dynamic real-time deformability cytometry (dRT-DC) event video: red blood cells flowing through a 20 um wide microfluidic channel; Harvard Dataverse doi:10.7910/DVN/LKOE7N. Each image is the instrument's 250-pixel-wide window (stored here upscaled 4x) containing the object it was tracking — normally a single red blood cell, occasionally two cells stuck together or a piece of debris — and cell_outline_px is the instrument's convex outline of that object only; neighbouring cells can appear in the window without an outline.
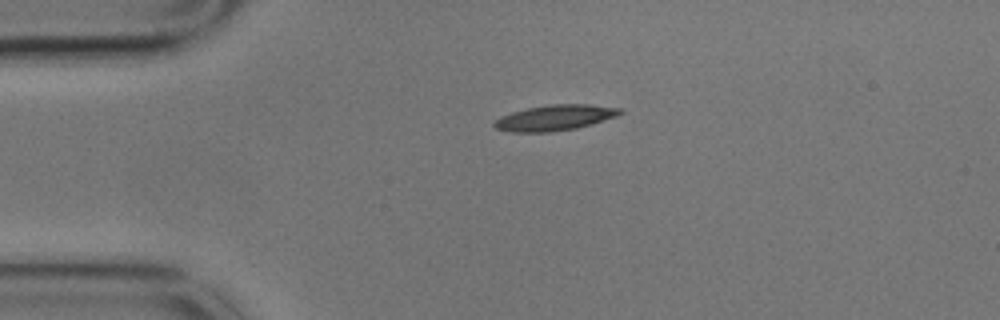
{"species": "common noctule bat (a hibernating species)", "species_latin": "Nyctalus noctula", "temperature_condition": "cold", "stored_images_in_passage": 9, "camera_frame_rate_fps": 3000, "um_per_image_px": 0.085, "animal": {"sex": "male", "body_mass_g": 17.9}, "frame": {"image": 1, "passage_image": 1, "time_ms": 0.0, "image_size_px": [1000, 320], "cell_outline_px": [[624, 112], [616, 116], [592, 124], [576, 128], [548, 132], [512, 132], [496, 128], [492, 124], [500, 116], [512, 112], [528, 108], [552, 104], [588, 104], [620, 108]], "centroid_in_image_um": [47.16, 10.0], "position_along_channel_um": 37.8, "area_um2": 18.61}}